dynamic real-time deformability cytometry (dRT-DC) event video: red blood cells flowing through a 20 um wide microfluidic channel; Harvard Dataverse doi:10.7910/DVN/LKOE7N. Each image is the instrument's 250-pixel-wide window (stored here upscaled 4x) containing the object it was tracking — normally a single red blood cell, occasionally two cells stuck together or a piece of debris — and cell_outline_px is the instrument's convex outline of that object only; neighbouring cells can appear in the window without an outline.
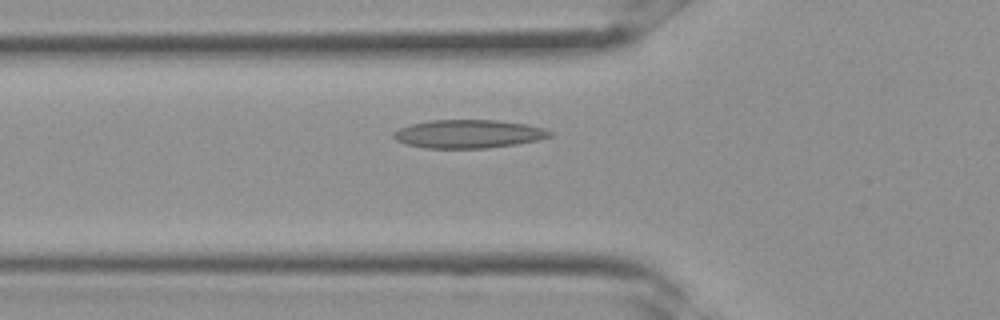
{"species": "Egyptian fruit bat (a non-hibernating species)", "species_latin": "Rousettus aegyptiacus", "temperature_condition": "room temperature", "stored_images_in_passage": 31, "camera_frame_rate_fps": 3000, "um_per_image_px": 0.085, "frame": {"image": 1, "passage_image": 10, "time_ms": 3.0, "image_size_px": [1000, 320], "cell_outline_px": [[552, 136], [536, 140], [516, 144], [488, 148], [424, 148], [408, 144], [396, 140], [392, 136], [392, 132], [400, 128], [412, 124], [432, 120], [500, 120], [524, 124], [544, 128], [552, 132]], "centroid_in_image_um": [39.81, 11.38], "position_along_channel_um": 86.0, "area_um2": 25.72}}
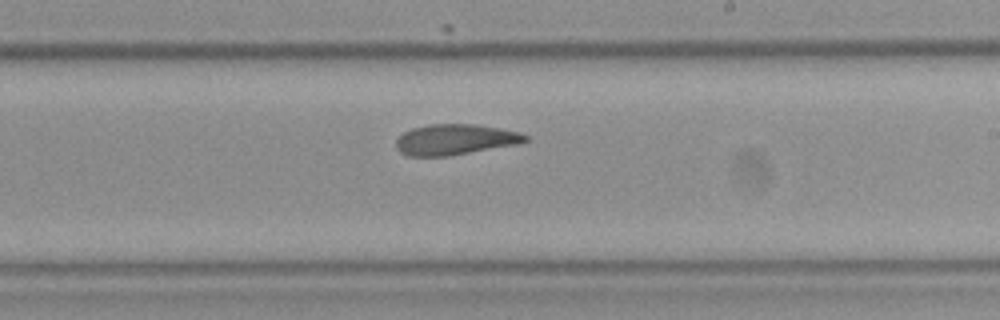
{"frame": {"image": 2, "passage_image": 18, "time_ms": 5.667, "image_size_px": [1000, 320], "cell_outline_px": [[528, 140], [520, 144], [448, 156], [408, 156], [400, 152], [396, 148], [396, 140], [404, 132], [412, 128], [428, 124], [476, 124], [520, 132], [528, 136]], "centroid_in_image_um": [38.69, 11.86], "position_along_channel_um": 250.3, "area_um2": 23.18}}
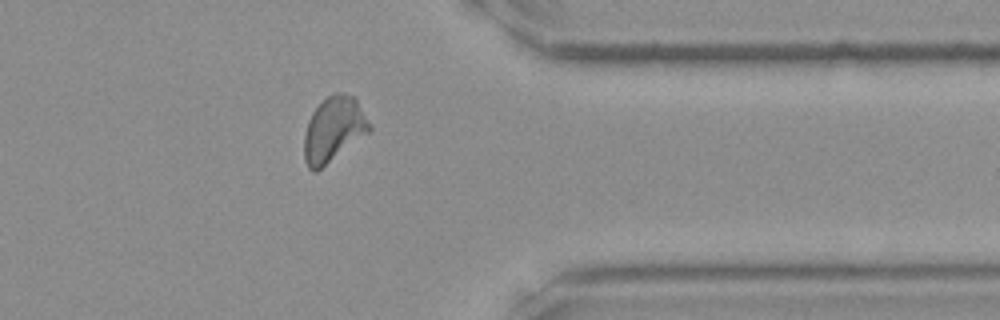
{"frame": {"image": 3, "passage_image": 25, "time_ms": 8.0, "image_size_px": [1000, 320], "cell_outline_px": [[372, 128], [368, 132], [316, 172], [312, 172], [308, 168], [304, 160], [304, 132], [308, 120], [312, 112], [328, 96], [336, 92], [344, 92], [356, 96]], "centroid_in_image_um": [28.34, 10.98], "position_along_channel_um": 383.1, "area_um2": 24.62}}